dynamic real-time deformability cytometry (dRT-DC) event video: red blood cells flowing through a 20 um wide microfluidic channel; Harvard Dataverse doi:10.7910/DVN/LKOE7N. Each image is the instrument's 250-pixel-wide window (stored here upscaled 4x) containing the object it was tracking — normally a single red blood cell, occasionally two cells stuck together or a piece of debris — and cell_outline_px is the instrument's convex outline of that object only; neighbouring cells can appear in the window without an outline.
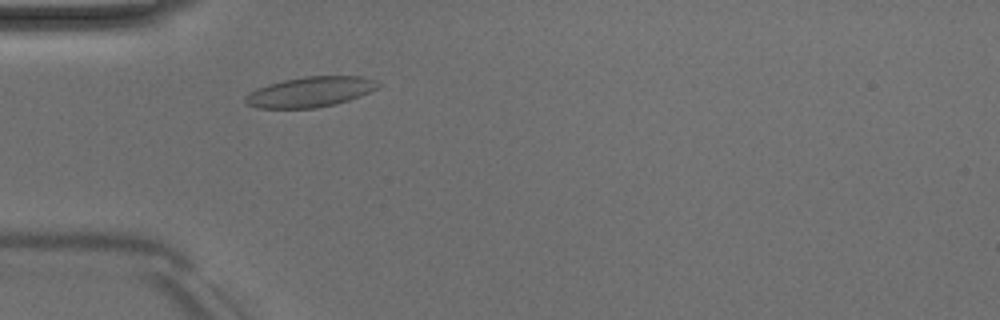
{"species": "Egyptian fruit bat (a non-hibernating species)", "species_latin": "Rousettus aegyptiacus", "temperature_condition": "room temperature", "stored_images_in_passage": 36, "camera_frame_rate_fps": 3000, "um_per_image_px": 0.085, "animal": {"sex": "male"}, "frame": {"image": 1, "passage_image": 1, "time_ms": 0.0, "image_size_px": [1000, 320], "cell_outline_px": [[380, 84], [376, 88], [360, 96], [336, 104], [316, 108], [256, 108], [248, 104], [244, 100], [244, 96], [248, 92], [256, 88], [268, 84], [284, 80], [304, 76], [360, 76], [376, 80]], "centroid_in_image_um": [26.33, 7.81], "position_along_channel_um": 58.7, "area_um2": 23.41}}
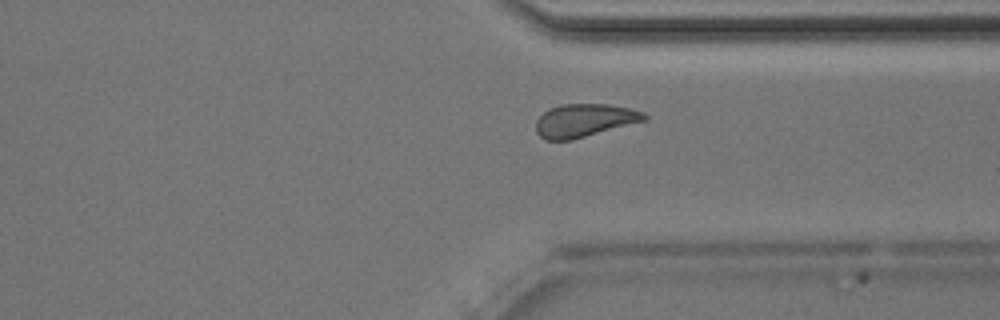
{"frame": {"image": 2, "passage_image": 24, "time_ms": 7.667, "image_size_px": [1000, 320], "cell_outline_px": [[648, 120], [572, 140], [544, 140], [536, 132], [536, 120], [548, 108], [560, 104], [608, 104], [628, 108], [644, 112], [648, 116]], "centroid_in_image_um": [49.68, 10.24], "position_along_channel_um": 361.7, "area_um2": 21.1}}
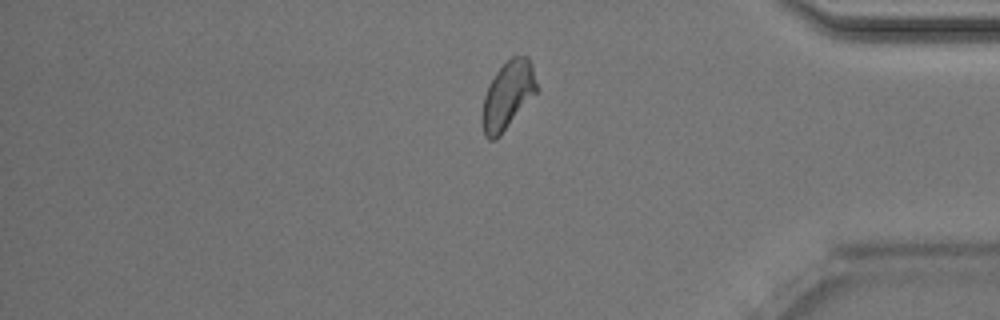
{"frame": {"image": 3, "passage_image": 28, "time_ms": 9.0, "image_size_px": [1000, 320], "cell_outline_px": [[536, 92], [500, 136], [496, 140], [488, 140], [484, 136], [480, 120], [480, 116], [484, 96], [496, 72], [512, 56], [528, 56], [532, 64], [536, 84]], "centroid_in_image_um": [43.11, 8.14], "position_along_channel_um": 392.1, "area_um2": 21.33}, "authors_computed_cell_mechanics": {"area_um2": 21.2126, "velocity_mm_per_s": 4.0104, "shape_relaxation_time_tau1_ms": 3.5647, "shape_relaxation_time_tau2_ms": 2.6972, "deformation_change_tau1": 0.0916, "deformation_change_tau2": 0.0687}}